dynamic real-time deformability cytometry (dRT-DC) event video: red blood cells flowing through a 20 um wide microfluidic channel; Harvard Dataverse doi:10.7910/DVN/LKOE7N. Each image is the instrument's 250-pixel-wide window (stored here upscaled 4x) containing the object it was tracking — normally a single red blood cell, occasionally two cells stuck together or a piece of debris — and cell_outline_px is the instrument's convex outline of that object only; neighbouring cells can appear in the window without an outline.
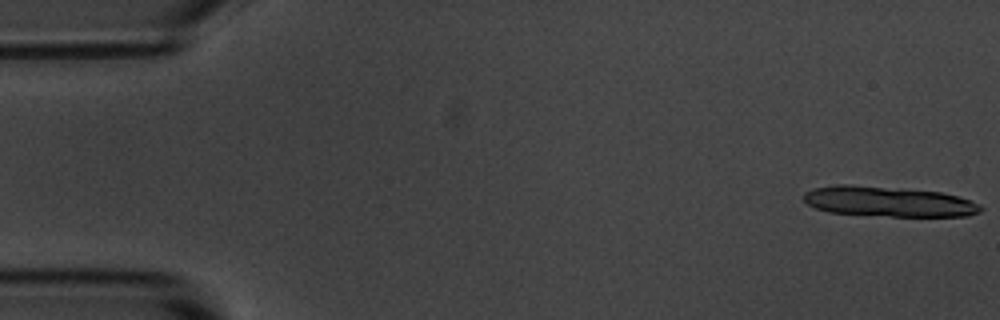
{"species": "common noctule bat (a hibernating species)", "species_latin": "Nyctalus noctula", "temperature_condition": "room temperature", "stored_images_in_passage": 5, "camera_frame_rate_fps": 3000, "um_per_image_px": 0.085, "animal": {"sex": "male", "body_mass_g": 20.1, "forearm_length_mm": 53.5}, "frame": {"image": 1, "passage_image": 1, "time_ms": 0.0, "image_size_px": [1000, 320], "cell_outline_px": [[984, 208], [980, 212], [968, 216], [892, 216], [828, 212], [816, 208], [808, 204], [804, 200], [804, 192], [812, 188], [836, 184], [852, 184], [940, 192], [956, 196], [980, 204]], "centroid_in_image_um": [75.49, 17.13], "position_along_channel_um": 9.5, "area_um2": 31.04}}
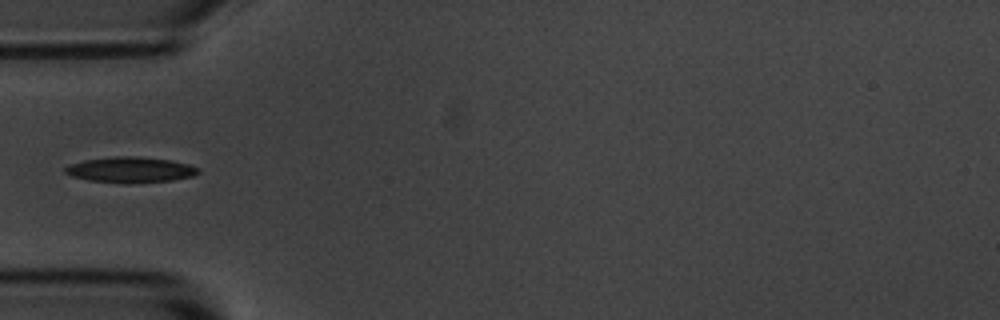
{"frame": {"image": 2, "passage_image": 5, "time_ms": 5.667, "image_size_px": [1000, 320], "cell_outline_px": [[200, 172], [196, 176], [172, 180], [88, 180], [72, 176], [64, 172], [64, 168], [68, 164], [84, 160], [116, 156], [136, 156], [172, 160], [188, 164], [200, 168]], "centroid_in_image_um": [11.12, 14.37], "position_along_channel_um": 73.9, "area_um2": 18.96}}